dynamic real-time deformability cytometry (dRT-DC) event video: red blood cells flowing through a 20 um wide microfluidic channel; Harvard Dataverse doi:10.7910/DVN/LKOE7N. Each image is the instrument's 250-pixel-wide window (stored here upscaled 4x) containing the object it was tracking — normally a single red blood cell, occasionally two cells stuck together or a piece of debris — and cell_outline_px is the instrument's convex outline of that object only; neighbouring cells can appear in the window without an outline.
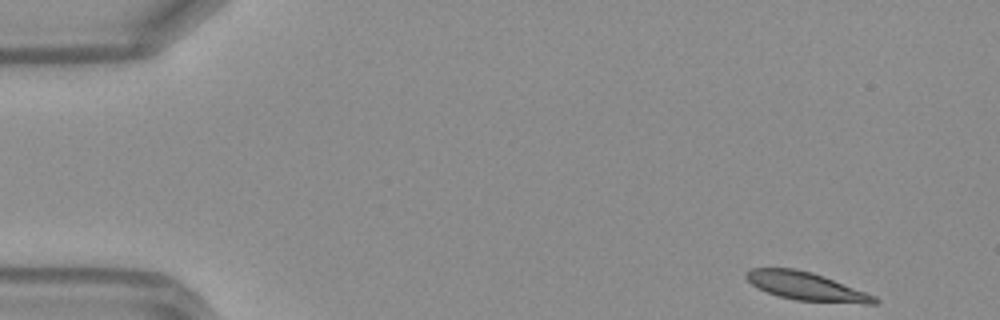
{"species": "Egyptian fruit bat (a non-hibernating species)", "species_latin": "Rousettus aegyptiacus", "temperature_condition": "warm", "stored_images_in_passage": 46, "camera_frame_rate_fps": 3000, "um_per_image_px": 0.085, "frame": {"image": 1, "passage_image": 1, "time_ms": 0.0, "image_size_px": [1000, 320], "cell_outline_px": [[880, 300], [876, 304], [864, 304], [796, 300], [780, 296], [756, 288], [744, 276], [744, 272], [752, 268], [796, 268], [812, 272], [824, 276], [876, 296]], "centroid_in_image_um": [68.53, 24.33], "position_along_channel_um": 16.5, "area_um2": 21.15}}
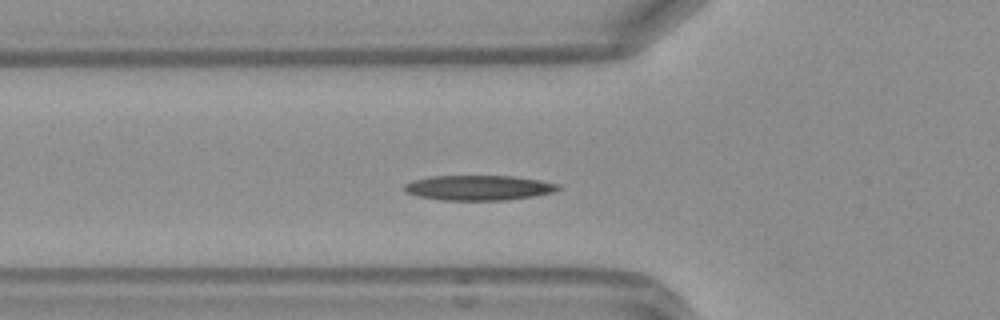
{"frame": {"image": 2, "passage_image": 14, "time_ms": 4.333, "image_size_px": [1000, 320], "cell_outline_px": [[564, 188], [556, 192], [508, 200], [440, 200], [416, 196], [404, 192], [404, 184], [412, 180], [432, 176], [512, 176], [540, 180], [560, 184]], "centroid_in_image_um": [40.7, 15.96], "position_along_channel_um": 85.1, "area_um2": 22.72}}
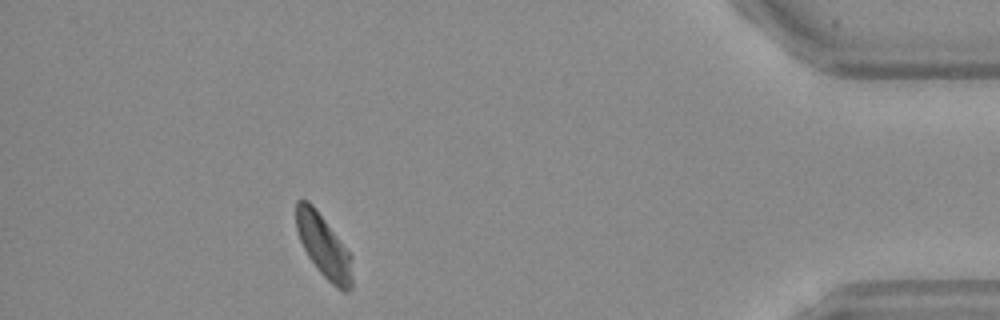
{"frame": {"image": 3, "passage_image": 41, "time_ms": 13.333, "image_size_px": [1000, 320], "cell_outline_px": [[352, 288], [348, 292], [340, 292], [316, 268], [308, 256], [300, 240], [296, 228], [296, 200], [308, 200], [312, 204], [352, 256]], "centroid_in_image_um": [27.52, 20.97], "position_along_channel_um": 407.7, "area_um2": 20.4}, "authors_computed_cell_mechanics": {"area_um2": 21.4438, "velocity_mm_per_s": 4.1478, "shape_relaxation_time_tau1_ms": 5.3152, "shape_relaxation_time_tau2_ms": 2.1963, "deformation_change_tau1": 0.1611, "deformation_change_tau2": 0.0822}}